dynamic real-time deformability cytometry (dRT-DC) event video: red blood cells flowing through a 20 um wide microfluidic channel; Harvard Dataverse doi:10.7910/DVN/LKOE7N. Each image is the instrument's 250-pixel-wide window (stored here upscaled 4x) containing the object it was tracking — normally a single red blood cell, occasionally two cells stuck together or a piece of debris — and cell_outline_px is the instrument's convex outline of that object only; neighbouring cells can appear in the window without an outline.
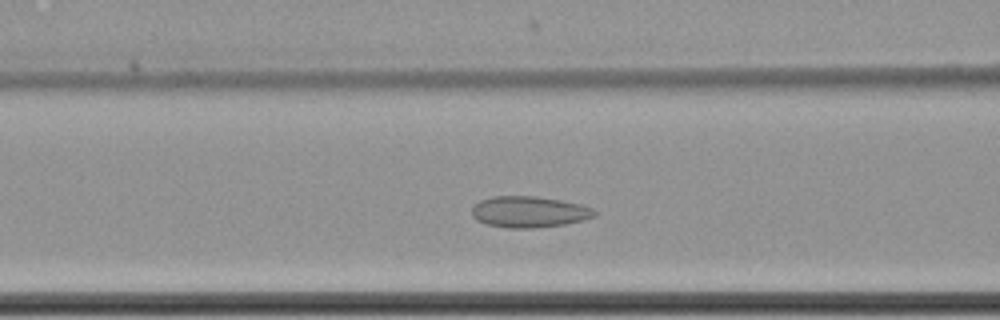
{"species": "common noctule bat (a hibernating species)", "species_latin": "Nyctalus noctula", "temperature_condition": "cold", "stored_images_in_passage": 41, "camera_frame_rate_fps": 3000, "um_per_image_px": 0.085, "animal": {"sex": "female", "body_mass_g": 22.7, "forearm_length_mm": 54.2}, "frame": {"image": 1, "passage_image": 11, "time_ms": 3.333, "image_size_px": [1000, 320], "cell_outline_px": [[596, 216], [584, 220], [564, 224], [532, 228], [508, 228], [484, 224], [476, 220], [472, 216], [472, 208], [480, 200], [492, 196], [536, 196], [560, 200], [580, 204], [592, 208], [596, 212]], "centroid_in_image_um": [44.95, 18.01], "position_along_channel_um": 121.6, "area_um2": 22.37}}
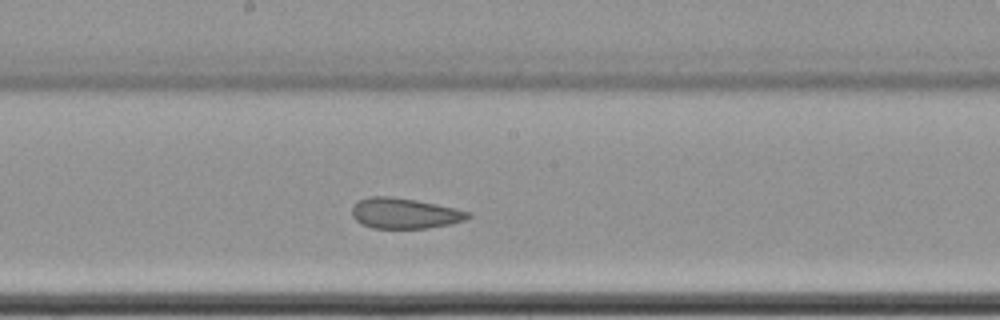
{"frame": {"image": 2, "passage_image": 19, "time_ms": 6.0, "image_size_px": [1000, 320], "cell_outline_px": [[472, 216], [468, 220], [428, 228], [372, 228], [356, 220], [352, 216], [352, 204], [368, 196], [392, 196], [416, 200], [456, 208], [472, 212]], "centroid_in_image_um": [34.42, 18.12], "position_along_channel_um": 213.8, "area_um2": 20.81}}
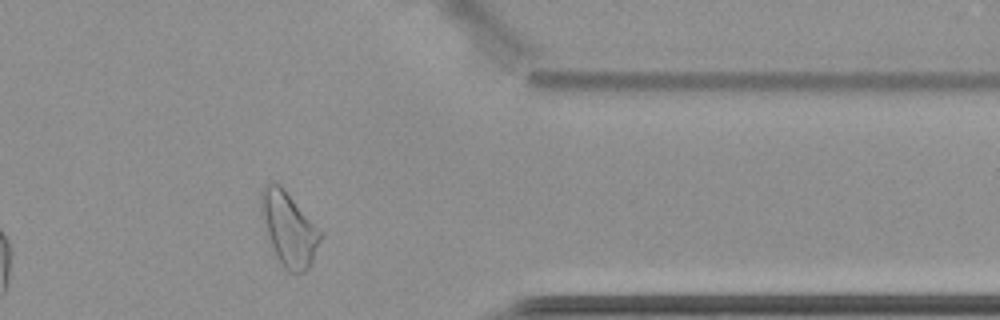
{"frame": {"image": 3, "passage_image": 35, "time_ms": 11.333, "image_size_px": [1000, 320], "cell_outline_px": [[324, 232], [312, 260], [308, 268], [304, 272], [296, 276], [288, 272], [284, 268], [276, 256], [260, 208], [260, 192], [272, 180], [276, 180], [284, 188]], "centroid_in_image_um": [24.59, 19.44], "position_along_channel_um": 386.8, "area_um2": 25.55}, "authors_computed_cell_mechanics": {"area_um2": 22.0218, "velocity_mm_per_s": 3.4631, "shape_relaxation_time_tau1_ms": null, "shape_relaxation_time_tau2_ms": 2.7144, "deformation_change_tau1": null, "deformation_change_tau2": 0.0928}}